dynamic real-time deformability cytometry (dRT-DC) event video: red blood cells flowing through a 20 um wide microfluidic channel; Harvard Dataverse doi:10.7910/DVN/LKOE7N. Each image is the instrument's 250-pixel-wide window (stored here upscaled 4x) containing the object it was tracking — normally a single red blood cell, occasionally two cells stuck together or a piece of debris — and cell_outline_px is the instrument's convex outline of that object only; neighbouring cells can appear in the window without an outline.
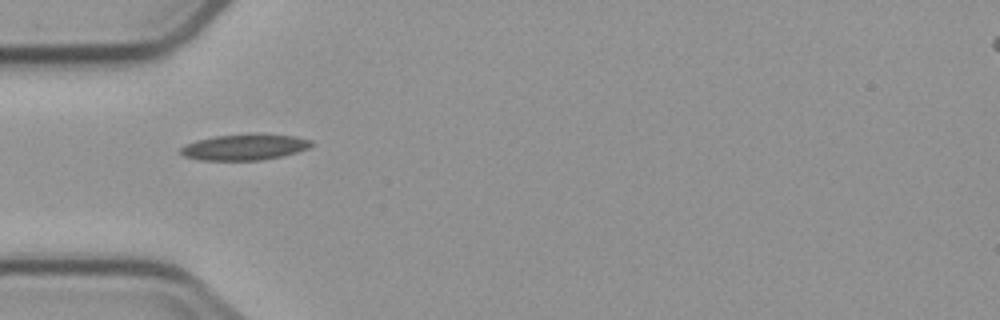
{"species": "common noctule bat (a hibernating species)", "species_latin": "Nyctalus noctula", "temperature_condition": "cold", "stored_images_in_passage": 12, "camera_frame_rate_fps": 3000, "um_per_image_px": 0.085, "animal": {"sex": "male", "body_mass_g": 23.1, "forearm_length_mm": 52.7}, "frame": {"image": 1, "passage_image": 5, "time_ms": 5.667, "image_size_px": [1000, 320], "cell_outline_px": [[312, 144], [308, 148], [296, 152], [280, 156], [260, 160], [200, 160], [184, 156], [180, 152], [180, 148], [184, 144], [196, 140], [216, 136], [248, 132], [256, 132], [296, 136], [312, 140]], "centroid_in_image_um": [20.78, 12.47], "position_along_channel_um": 64.2, "area_um2": 20.17}}
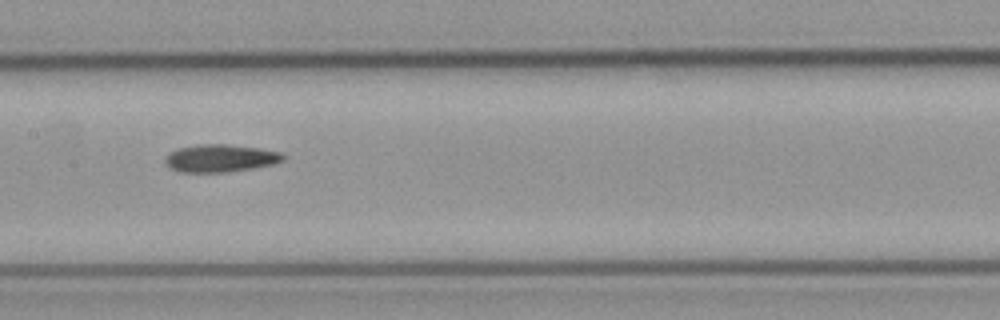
{"frame": {"image": 2, "passage_image": 8, "time_ms": 9.0, "image_size_px": [1000, 320], "cell_outline_px": [[284, 160], [272, 164], [252, 168], [228, 172], [180, 172], [172, 168], [164, 160], [172, 152], [180, 148], [196, 144], [228, 144], [256, 148], [280, 152], [284, 156]], "centroid_in_image_um": [18.75, 13.45], "position_along_channel_um": 188.7, "area_um2": 18.61}}
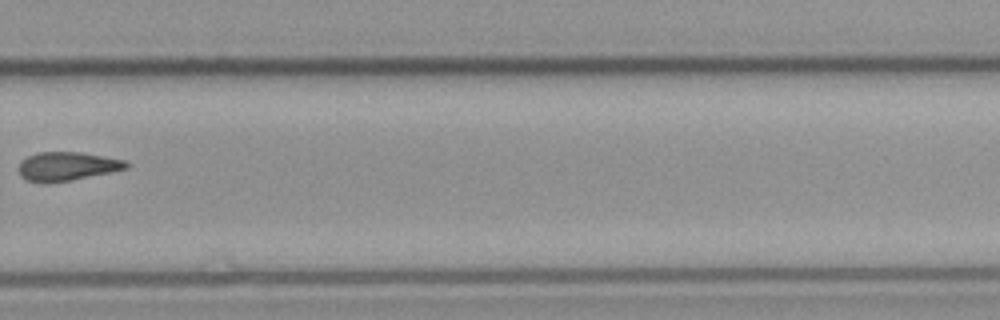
{"frame": {"image": 3, "passage_image": 11, "time_ms": 12.667, "image_size_px": [1000, 320], "cell_outline_px": [[128, 168], [112, 172], [72, 180], [48, 184], [40, 184], [24, 180], [20, 176], [16, 168], [20, 160], [28, 156], [40, 152], [80, 152], [128, 160]], "centroid_in_image_um": [5.64, 14.16], "position_along_channel_um": 324.2, "area_um2": 18.61}}